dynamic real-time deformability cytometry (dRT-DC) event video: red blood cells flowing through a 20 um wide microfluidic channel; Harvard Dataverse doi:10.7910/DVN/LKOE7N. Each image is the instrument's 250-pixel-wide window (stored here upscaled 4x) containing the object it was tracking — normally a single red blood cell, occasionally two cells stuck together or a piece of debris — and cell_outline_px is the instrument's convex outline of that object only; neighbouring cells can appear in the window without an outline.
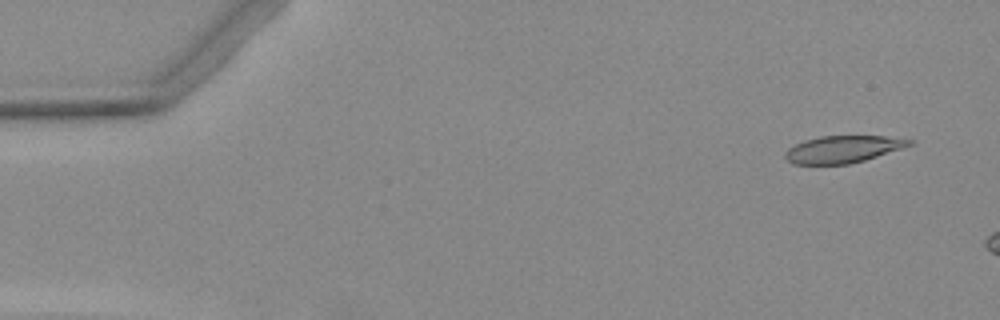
{"species": "Egyptian fruit bat (a non-hibernating species)", "species_latin": "Rousettus aegyptiacus", "temperature_condition": "warm", "stored_images_in_passage": 3, "camera_frame_rate_fps": 3000, "um_per_image_px": 0.085, "animal": {"sex": "female"}, "frame": {"image": 1, "passage_image": 1, "time_ms": 0.0, "image_size_px": [1000, 320], "cell_outline_px": [[912, 144], [864, 160], [848, 164], [792, 164], [784, 156], [784, 152], [788, 148], [804, 140], [820, 136], [884, 136], [912, 140]], "centroid_in_image_um": [71.57, 12.68], "position_along_channel_um": 13.4, "area_um2": 19.31}}